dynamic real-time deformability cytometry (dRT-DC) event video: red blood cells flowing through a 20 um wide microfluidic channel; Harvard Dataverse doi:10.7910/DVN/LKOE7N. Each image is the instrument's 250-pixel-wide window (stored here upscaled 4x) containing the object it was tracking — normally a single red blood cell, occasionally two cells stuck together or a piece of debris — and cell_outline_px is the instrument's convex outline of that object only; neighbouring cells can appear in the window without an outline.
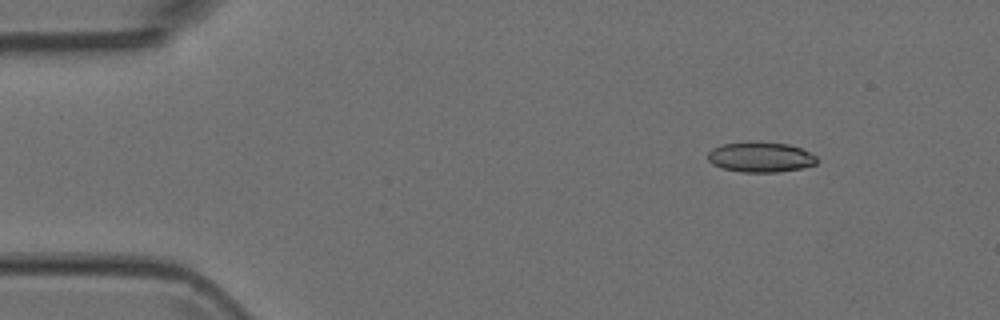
{"species": "Egyptian fruit bat (a non-hibernating species)", "species_latin": "Rousettus aegyptiacus", "temperature_condition": "room temperature", "stored_images_in_passage": 6, "camera_frame_rate_fps": 3000, "um_per_image_px": 0.085, "animal": {"sex": "female"}, "frame": {"image": 1, "passage_image": 3, "time_ms": 0.667, "image_size_px": [1000, 320], "cell_outline_px": [[816, 164], [800, 168], [780, 172], [740, 172], [720, 168], [712, 164], [708, 160], [708, 152], [712, 148], [724, 144], [748, 140], [756, 140], [788, 144], [800, 148], [816, 156]], "centroid_in_image_um": [64.59, 13.33], "position_along_channel_um": 20.4, "area_um2": 19.54}}
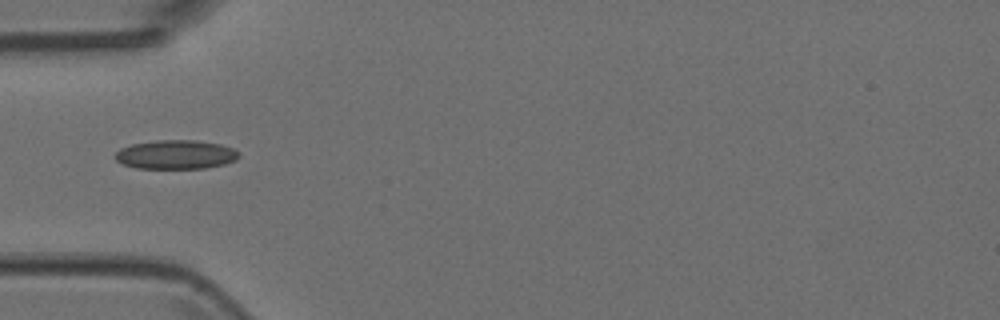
{"frame": {"image": 2, "passage_image": 6, "time_ms": 1.667, "image_size_px": [1000, 320], "cell_outline_px": [[240, 156], [236, 160], [224, 164], [204, 168], [136, 168], [124, 164], [116, 160], [116, 152], [120, 148], [132, 144], [156, 140], [196, 140], [220, 144], [232, 148], [240, 152]], "centroid_in_image_um": [14.97, 13.13], "position_along_channel_um": 70.0, "area_um2": 20.87}}